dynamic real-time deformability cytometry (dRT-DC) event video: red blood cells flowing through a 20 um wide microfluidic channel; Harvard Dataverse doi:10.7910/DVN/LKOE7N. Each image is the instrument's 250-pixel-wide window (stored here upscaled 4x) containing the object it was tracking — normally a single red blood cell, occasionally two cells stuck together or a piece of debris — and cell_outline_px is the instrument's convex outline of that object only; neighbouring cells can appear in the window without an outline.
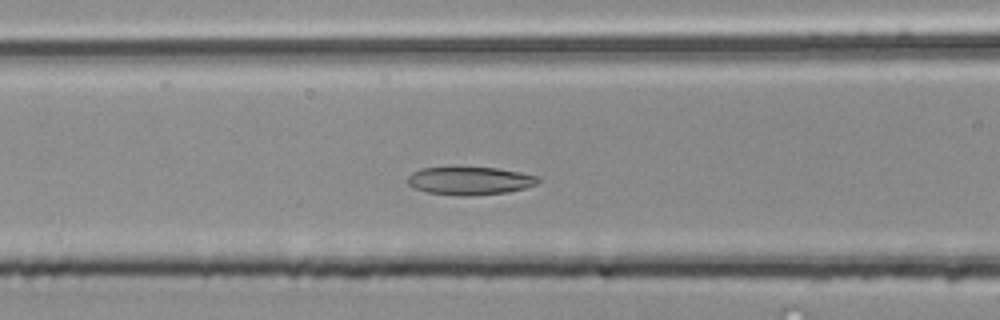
{"species": "common noctule bat (a hibernating species)", "species_latin": "Nyctalus noctula", "temperature_condition": "room temperature", "stored_images_in_passage": 38, "camera_frame_rate_fps": 3000, "um_per_image_px": 0.085, "animal": {"sex": "male", "body_mass_g": 20.4}, "frame": {"image": 1, "passage_image": 11, "time_ms": 3.333, "image_size_px": [1000, 320], "cell_outline_px": [[540, 180], [536, 184], [524, 188], [508, 192], [464, 196], [460, 196], [428, 192], [412, 188], [408, 184], [408, 176], [412, 172], [420, 168], [496, 168], [520, 172], [540, 176]], "centroid_in_image_um": [39.93, 15.37], "position_along_channel_um": 126.7, "area_um2": 21.15}}
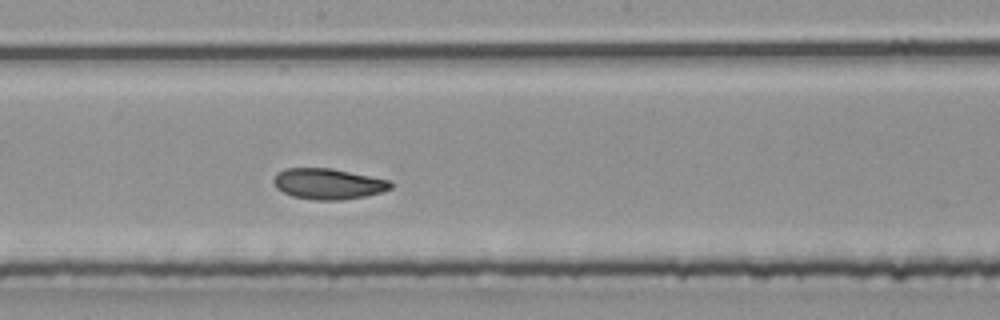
{"frame": {"image": 2, "passage_image": 18, "time_ms": 5.667, "image_size_px": [1000, 320], "cell_outline_px": [[392, 188], [380, 192], [364, 196], [340, 200], [316, 200], [292, 196], [276, 188], [272, 180], [276, 172], [284, 168], [332, 168], [392, 180]], "centroid_in_image_um": [27.88, 15.61], "position_along_channel_um": 220.3, "area_um2": 21.15}}
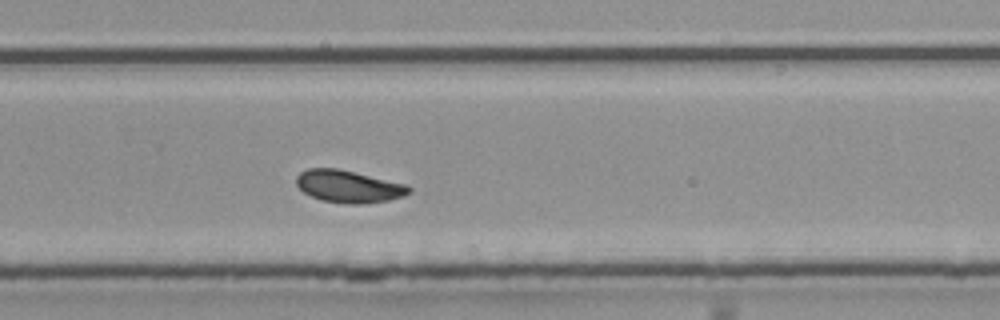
{"frame": {"image": 3, "passage_image": 24, "time_ms": 7.667, "image_size_px": [1000, 320], "cell_outline_px": [[412, 192], [404, 196], [388, 200], [368, 204], [344, 204], [320, 200], [304, 192], [296, 184], [296, 176], [300, 172], [308, 168], [336, 168], [408, 184], [412, 188]], "centroid_in_image_um": [29.66, 15.86], "position_along_channel_um": 300.1, "area_um2": 21.44}, "authors_computed_cell_mechanics": {"area_um2": 20.8658, "velocity_mm_per_s": 4.012, "shape_relaxation_time_tau1_ms": 11.3474, "shape_relaxation_time_tau2_ms": 3.954, "deformation_change_tau1": 0.2146, "deformation_change_tau2": 0.0802}}